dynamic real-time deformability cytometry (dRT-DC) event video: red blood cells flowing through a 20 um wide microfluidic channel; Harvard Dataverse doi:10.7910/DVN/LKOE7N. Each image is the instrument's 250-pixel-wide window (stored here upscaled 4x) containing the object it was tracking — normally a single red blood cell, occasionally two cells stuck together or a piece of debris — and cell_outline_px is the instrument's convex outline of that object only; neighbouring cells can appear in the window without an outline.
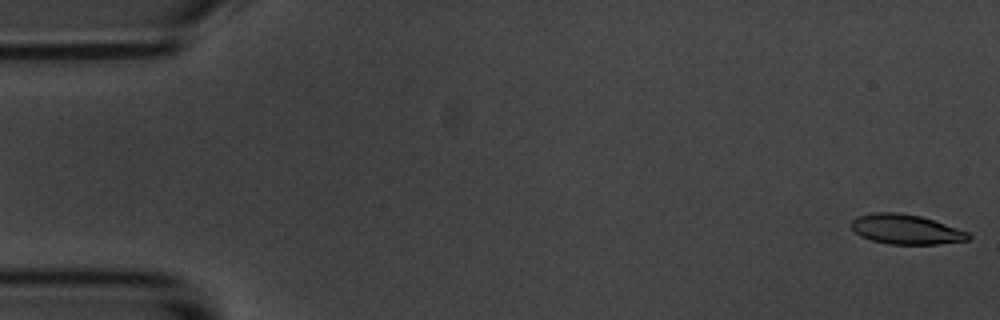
{"species": "common noctule bat (a hibernating species)", "species_latin": "Nyctalus noctula", "temperature_condition": "room temperature", "stored_images_in_passage": 55, "camera_frame_rate_fps": 3000, "um_per_image_px": 0.085, "animal": {"sex": "male", "body_mass_g": 20.1, "forearm_length_mm": 53.5}, "frame": {"image": 1, "passage_image": 1, "time_ms": 0.0, "image_size_px": [1000, 320], "cell_outline_px": [[972, 236], [968, 240], [936, 244], [888, 244], [872, 240], [860, 236], [852, 228], [852, 220], [856, 216], [872, 212], [896, 212], [920, 216], [968, 232]], "centroid_in_image_um": [76.97, 19.49], "position_along_channel_um": 8.0, "area_um2": 20.11}}
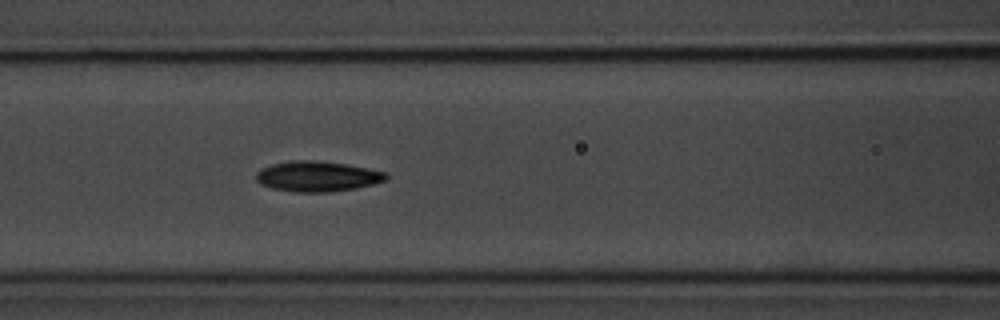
{"frame": {"image": 2, "passage_image": 23, "time_ms": 7.333, "image_size_px": [1000, 320], "cell_outline_px": [[388, 180], [356, 188], [328, 192], [296, 192], [272, 188], [260, 184], [256, 180], [256, 172], [260, 168], [272, 164], [288, 160], [316, 160], [344, 164], [388, 172]], "centroid_in_image_um": [26.96, 14.98], "position_along_channel_um": 139.6, "area_um2": 23.12}}
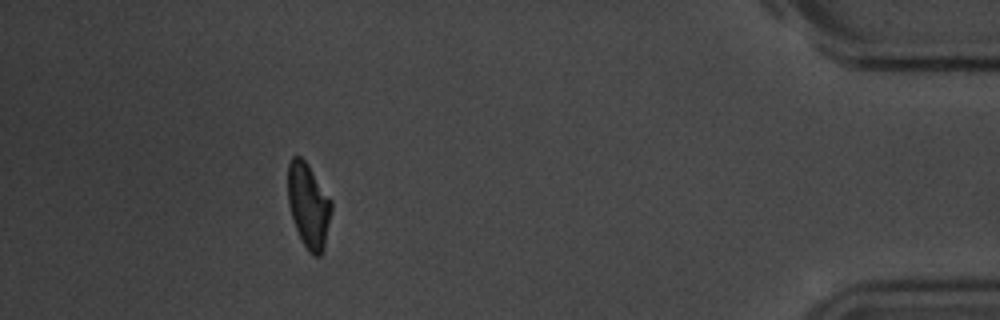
{"frame": {"image": 3, "passage_image": 50, "time_ms": 16.333, "image_size_px": [1000, 320], "cell_outline_px": [[332, 208], [324, 248], [320, 256], [312, 256], [308, 252], [296, 228], [288, 204], [288, 164], [292, 156], [300, 156], [308, 164], [332, 200]], "centroid_in_image_um": [26.23, 17.46], "position_along_channel_um": 409.0, "area_um2": 21.44}, "authors_computed_cell_mechanics": {"area_um2": 21.964, "velocity_mm_per_s": 3.6132, "shape_relaxation_time_tau1_ms": 3.4348, "shape_relaxation_time_tau2_ms": 3.2451, "deformation_change_tau1": 0.1348, "deformation_change_tau2": 0.0938}}